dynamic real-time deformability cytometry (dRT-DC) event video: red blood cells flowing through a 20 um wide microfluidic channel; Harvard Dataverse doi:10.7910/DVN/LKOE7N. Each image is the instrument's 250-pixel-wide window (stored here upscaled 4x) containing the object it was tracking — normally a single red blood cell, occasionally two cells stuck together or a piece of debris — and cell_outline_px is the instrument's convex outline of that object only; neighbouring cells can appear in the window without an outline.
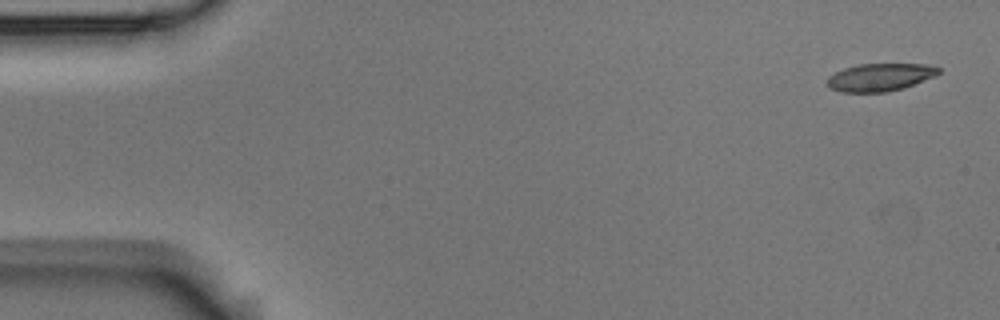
{"species": "Egyptian fruit bat (a non-hibernating species)", "species_latin": "Rousettus aegyptiacus", "temperature_condition": "room temperature", "stored_images_in_passage": 4, "camera_frame_rate_fps": 3000, "um_per_image_px": 0.085, "animal": {"sex": "male"}, "frame": {"image": 1, "passage_image": 1, "time_ms": 0.0, "image_size_px": [1000, 320], "cell_outline_px": [[940, 72], [936, 76], [904, 88], [888, 92], [840, 92], [828, 88], [828, 76], [844, 68], [860, 64], [928, 64], [940, 68]], "centroid_in_image_um": [74.82, 6.57], "position_along_channel_um": 10.2, "area_um2": 18.09}}
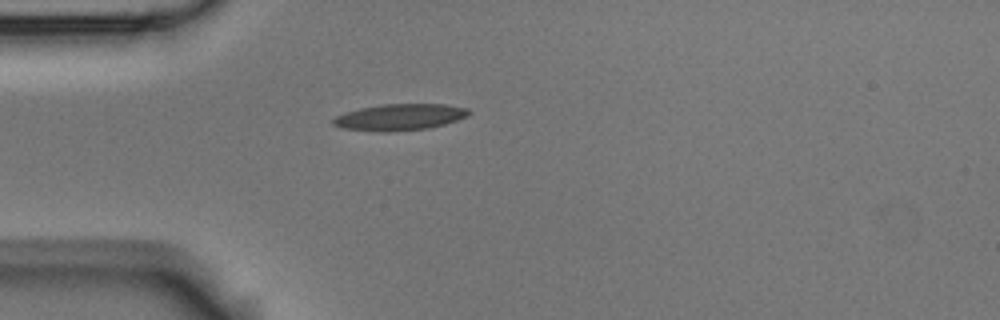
{"frame": {"image": 2, "passage_image": 4, "time_ms": 1.0, "image_size_px": [1000, 320], "cell_outline_px": [[472, 112], [468, 116], [444, 124], [428, 128], [388, 132], [380, 132], [340, 128], [332, 124], [332, 120], [336, 116], [360, 108], [380, 104], [444, 104], [468, 108]], "centroid_in_image_um": [33.98, 9.95], "position_along_channel_um": 51.0, "area_um2": 20.92}}